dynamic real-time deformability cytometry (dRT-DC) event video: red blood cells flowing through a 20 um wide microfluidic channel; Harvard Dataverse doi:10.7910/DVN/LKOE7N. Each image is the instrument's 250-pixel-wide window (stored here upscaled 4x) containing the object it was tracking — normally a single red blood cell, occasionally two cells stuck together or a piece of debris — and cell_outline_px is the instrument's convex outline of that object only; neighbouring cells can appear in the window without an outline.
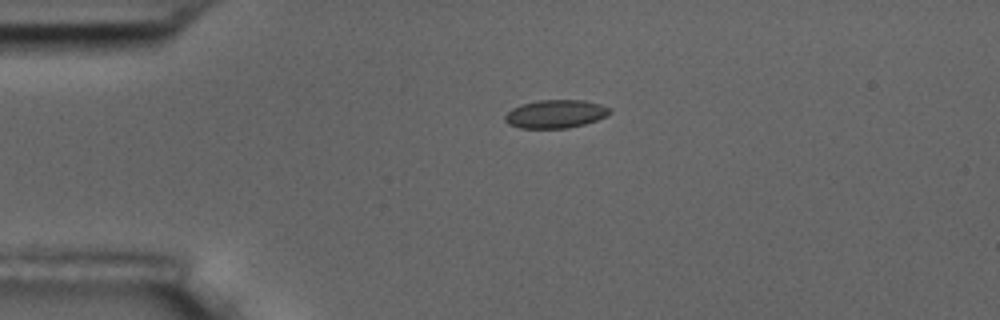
{"species": "common noctule bat (a hibernating species)", "species_latin": "Nyctalus noctula", "temperature_condition": "room temperature", "stored_images_in_passage": 2, "camera_frame_rate_fps": 3000, "um_per_image_px": 0.085, "animal": {"sex": "male", "body_mass_g": 17.5, "forearm_length_mm": 52.3}, "frame": {"image": 1, "passage_image": 1, "time_ms": 0.0, "image_size_px": [1000, 320], "cell_outline_px": [[612, 112], [608, 116], [584, 124], [568, 128], [520, 128], [508, 124], [504, 120], [504, 116], [512, 108], [520, 104], [540, 100], [584, 100], [600, 104], [612, 108]], "centroid_in_image_um": [47.24, 9.68], "position_along_channel_um": 37.8, "area_um2": 17.4}}